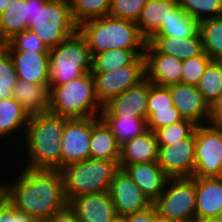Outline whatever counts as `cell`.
<instances>
[{
    "label": "cell",
    "mask_w": 222,
    "mask_h": 222,
    "mask_svg": "<svg viewBox=\"0 0 222 222\" xmlns=\"http://www.w3.org/2000/svg\"><path fill=\"white\" fill-rule=\"evenodd\" d=\"M22 168L12 183L5 184V198L18 211L45 221L68 204L60 170Z\"/></svg>",
    "instance_id": "obj_1"
},
{
    "label": "cell",
    "mask_w": 222,
    "mask_h": 222,
    "mask_svg": "<svg viewBox=\"0 0 222 222\" xmlns=\"http://www.w3.org/2000/svg\"><path fill=\"white\" fill-rule=\"evenodd\" d=\"M64 126L65 117L50 112L30 116L25 133L22 134L28 158L25 167L46 170L62 168L61 142Z\"/></svg>",
    "instance_id": "obj_2"
},
{
    "label": "cell",
    "mask_w": 222,
    "mask_h": 222,
    "mask_svg": "<svg viewBox=\"0 0 222 222\" xmlns=\"http://www.w3.org/2000/svg\"><path fill=\"white\" fill-rule=\"evenodd\" d=\"M92 56L112 49L145 50L147 41L136 22L105 16L85 21L78 26Z\"/></svg>",
    "instance_id": "obj_3"
},
{
    "label": "cell",
    "mask_w": 222,
    "mask_h": 222,
    "mask_svg": "<svg viewBox=\"0 0 222 222\" xmlns=\"http://www.w3.org/2000/svg\"><path fill=\"white\" fill-rule=\"evenodd\" d=\"M49 112L66 118L100 116L103 106L96 97L92 72L64 84L49 85Z\"/></svg>",
    "instance_id": "obj_4"
},
{
    "label": "cell",
    "mask_w": 222,
    "mask_h": 222,
    "mask_svg": "<svg viewBox=\"0 0 222 222\" xmlns=\"http://www.w3.org/2000/svg\"><path fill=\"white\" fill-rule=\"evenodd\" d=\"M118 160L88 158L60 169L68 204L76 197L109 191L113 178L120 170Z\"/></svg>",
    "instance_id": "obj_5"
},
{
    "label": "cell",
    "mask_w": 222,
    "mask_h": 222,
    "mask_svg": "<svg viewBox=\"0 0 222 222\" xmlns=\"http://www.w3.org/2000/svg\"><path fill=\"white\" fill-rule=\"evenodd\" d=\"M90 48L77 30L56 47L49 49V85L64 84L92 71Z\"/></svg>",
    "instance_id": "obj_6"
},
{
    "label": "cell",
    "mask_w": 222,
    "mask_h": 222,
    "mask_svg": "<svg viewBox=\"0 0 222 222\" xmlns=\"http://www.w3.org/2000/svg\"><path fill=\"white\" fill-rule=\"evenodd\" d=\"M28 29L33 31L48 49L56 47L78 30L69 0H49L40 6Z\"/></svg>",
    "instance_id": "obj_7"
},
{
    "label": "cell",
    "mask_w": 222,
    "mask_h": 222,
    "mask_svg": "<svg viewBox=\"0 0 222 222\" xmlns=\"http://www.w3.org/2000/svg\"><path fill=\"white\" fill-rule=\"evenodd\" d=\"M152 205L159 216L170 222L193 220L196 210L194 177L169 178Z\"/></svg>",
    "instance_id": "obj_8"
},
{
    "label": "cell",
    "mask_w": 222,
    "mask_h": 222,
    "mask_svg": "<svg viewBox=\"0 0 222 222\" xmlns=\"http://www.w3.org/2000/svg\"><path fill=\"white\" fill-rule=\"evenodd\" d=\"M193 177H222V125L202 124L195 130Z\"/></svg>",
    "instance_id": "obj_9"
},
{
    "label": "cell",
    "mask_w": 222,
    "mask_h": 222,
    "mask_svg": "<svg viewBox=\"0 0 222 222\" xmlns=\"http://www.w3.org/2000/svg\"><path fill=\"white\" fill-rule=\"evenodd\" d=\"M95 93L102 106L145 79V59L139 56L132 64L110 72H92Z\"/></svg>",
    "instance_id": "obj_10"
},
{
    "label": "cell",
    "mask_w": 222,
    "mask_h": 222,
    "mask_svg": "<svg viewBox=\"0 0 222 222\" xmlns=\"http://www.w3.org/2000/svg\"><path fill=\"white\" fill-rule=\"evenodd\" d=\"M157 163L169 178L193 177L195 170V132L180 142L159 145Z\"/></svg>",
    "instance_id": "obj_11"
},
{
    "label": "cell",
    "mask_w": 222,
    "mask_h": 222,
    "mask_svg": "<svg viewBox=\"0 0 222 222\" xmlns=\"http://www.w3.org/2000/svg\"><path fill=\"white\" fill-rule=\"evenodd\" d=\"M93 117L66 118L61 142L62 167L90 158Z\"/></svg>",
    "instance_id": "obj_12"
},
{
    "label": "cell",
    "mask_w": 222,
    "mask_h": 222,
    "mask_svg": "<svg viewBox=\"0 0 222 222\" xmlns=\"http://www.w3.org/2000/svg\"><path fill=\"white\" fill-rule=\"evenodd\" d=\"M109 193L114 204L116 215H128L144 211L152 206V202L133 182L131 177L120 169L111 183Z\"/></svg>",
    "instance_id": "obj_13"
},
{
    "label": "cell",
    "mask_w": 222,
    "mask_h": 222,
    "mask_svg": "<svg viewBox=\"0 0 222 222\" xmlns=\"http://www.w3.org/2000/svg\"><path fill=\"white\" fill-rule=\"evenodd\" d=\"M149 98V80L144 79L138 85L131 87L112 98L103 106L100 118H147V104Z\"/></svg>",
    "instance_id": "obj_14"
},
{
    "label": "cell",
    "mask_w": 222,
    "mask_h": 222,
    "mask_svg": "<svg viewBox=\"0 0 222 222\" xmlns=\"http://www.w3.org/2000/svg\"><path fill=\"white\" fill-rule=\"evenodd\" d=\"M145 78L153 85L169 87L181 83L182 61L177 57L159 53L149 42L144 50Z\"/></svg>",
    "instance_id": "obj_15"
},
{
    "label": "cell",
    "mask_w": 222,
    "mask_h": 222,
    "mask_svg": "<svg viewBox=\"0 0 222 222\" xmlns=\"http://www.w3.org/2000/svg\"><path fill=\"white\" fill-rule=\"evenodd\" d=\"M168 88L170 89L174 106L178 109L183 119L190 120L197 126L208 123L210 105L197 86L178 83Z\"/></svg>",
    "instance_id": "obj_16"
},
{
    "label": "cell",
    "mask_w": 222,
    "mask_h": 222,
    "mask_svg": "<svg viewBox=\"0 0 222 222\" xmlns=\"http://www.w3.org/2000/svg\"><path fill=\"white\" fill-rule=\"evenodd\" d=\"M69 205L80 222H111L116 215L109 191L81 195Z\"/></svg>",
    "instance_id": "obj_17"
},
{
    "label": "cell",
    "mask_w": 222,
    "mask_h": 222,
    "mask_svg": "<svg viewBox=\"0 0 222 222\" xmlns=\"http://www.w3.org/2000/svg\"><path fill=\"white\" fill-rule=\"evenodd\" d=\"M18 80L49 84V52L9 51Z\"/></svg>",
    "instance_id": "obj_18"
},
{
    "label": "cell",
    "mask_w": 222,
    "mask_h": 222,
    "mask_svg": "<svg viewBox=\"0 0 222 222\" xmlns=\"http://www.w3.org/2000/svg\"><path fill=\"white\" fill-rule=\"evenodd\" d=\"M195 217L222 218V177H194Z\"/></svg>",
    "instance_id": "obj_19"
},
{
    "label": "cell",
    "mask_w": 222,
    "mask_h": 222,
    "mask_svg": "<svg viewBox=\"0 0 222 222\" xmlns=\"http://www.w3.org/2000/svg\"><path fill=\"white\" fill-rule=\"evenodd\" d=\"M123 169L152 203L163 192L169 179L157 162L129 164Z\"/></svg>",
    "instance_id": "obj_20"
},
{
    "label": "cell",
    "mask_w": 222,
    "mask_h": 222,
    "mask_svg": "<svg viewBox=\"0 0 222 222\" xmlns=\"http://www.w3.org/2000/svg\"><path fill=\"white\" fill-rule=\"evenodd\" d=\"M159 144L155 132L148 130L143 135L135 137L120 146L119 165L157 162Z\"/></svg>",
    "instance_id": "obj_21"
},
{
    "label": "cell",
    "mask_w": 222,
    "mask_h": 222,
    "mask_svg": "<svg viewBox=\"0 0 222 222\" xmlns=\"http://www.w3.org/2000/svg\"><path fill=\"white\" fill-rule=\"evenodd\" d=\"M178 5V0H147L136 22L139 32L147 42L168 21L171 11Z\"/></svg>",
    "instance_id": "obj_22"
},
{
    "label": "cell",
    "mask_w": 222,
    "mask_h": 222,
    "mask_svg": "<svg viewBox=\"0 0 222 222\" xmlns=\"http://www.w3.org/2000/svg\"><path fill=\"white\" fill-rule=\"evenodd\" d=\"M29 116L49 112V84H34L26 80H18L12 93Z\"/></svg>",
    "instance_id": "obj_23"
},
{
    "label": "cell",
    "mask_w": 222,
    "mask_h": 222,
    "mask_svg": "<svg viewBox=\"0 0 222 222\" xmlns=\"http://www.w3.org/2000/svg\"><path fill=\"white\" fill-rule=\"evenodd\" d=\"M120 145L110 128L99 116H93L90 136V158L119 160Z\"/></svg>",
    "instance_id": "obj_24"
},
{
    "label": "cell",
    "mask_w": 222,
    "mask_h": 222,
    "mask_svg": "<svg viewBox=\"0 0 222 222\" xmlns=\"http://www.w3.org/2000/svg\"><path fill=\"white\" fill-rule=\"evenodd\" d=\"M159 53L177 57L181 61L200 55L203 52L199 31L190 38L152 37L148 41Z\"/></svg>",
    "instance_id": "obj_25"
},
{
    "label": "cell",
    "mask_w": 222,
    "mask_h": 222,
    "mask_svg": "<svg viewBox=\"0 0 222 222\" xmlns=\"http://www.w3.org/2000/svg\"><path fill=\"white\" fill-rule=\"evenodd\" d=\"M27 0H11L0 14V44L28 29Z\"/></svg>",
    "instance_id": "obj_26"
},
{
    "label": "cell",
    "mask_w": 222,
    "mask_h": 222,
    "mask_svg": "<svg viewBox=\"0 0 222 222\" xmlns=\"http://www.w3.org/2000/svg\"><path fill=\"white\" fill-rule=\"evenodd\" d=\"M30 116L13 97L0 100V139L11 133H25ZM23 127V128H22ZM22 129V130H21ZM24 130V131H23ZM7 135V136H6Z\"/></svg>",
    "instance_id": "obj_27"
},
{
    "label": "cell",
    "mask_w": 222,
    "mask_h": 222,
    "mask_svg": "<svg viewBox=\"0 0 222 222\" xmlns=\"http://www.w3.org/2000/svg\"><path fill=\"white\" fill-rule=\"evenodd\" d=\"M199 31V22L188 15L178 5L173 11L167 22L153 37H193Z\"/></svg>",
    "instance_id": "obj_28"
},
{
    "label": "cell",
    "mask_w": 222,
    "mask_h": 222,
    "mask_svg": "<svg viewBox=\"0 0 222 222\" xmlns=\"http://www.w3.org/2000/svg\"><path fill=\"white\" fill-rule=\"evenodd\" d=\"M144 50L112 49L93 55L91 72H110L132 64Z\"/></svg>",
    "instance_id": "obj_29"
},
{
    "label": "cell",
    "mask_w": 222,
    "mask_h": 222,
    "mask_svg": "<svg viewBox=\"0 0 222 222\" xmlns=\"http://www.w3.org/2000/svg\"><path fill=\"white\" fill-rule=\"evenodd\" d=\"M203 51L212 61H222V17L199 22Z\"/></svg>",
    "instance_id": "obj_30"
},
{
    "label": "cell",
    "mask_w": 222,
    "mask_h": 222,
    "mask_svg": "<svg viewBox=\"0 0 222 222\" xmlns=\"http://www.w3.org/2000/svg\"><path fill=\"white\" fill-rule=\"evenodd\" d=\"M101 119L110 128L120 146L148 131L147 118L131 116L124 118Z\"/></svg>",
    "instance_id": "obj_31"
},
{
    "label": "cell",
    "mask_w": 222,
    "mask_h": 222,
    "mask_svg": "<svg viewBox=\"0 0 222 222\" xmlns=\"http://www.w3.org/2000/svg\"><path fill=\"white\" fill-rule=\"evenodd\" d=\"M72 17L77 26L85 21L109 16L111 0H69Z\"/></svg>",
    "instance_id": "obj_32"
},
{
    "label": "cell",
    "mask_w": 222,
    "mask_h": 222,
    "mask_svg": "<svg viewBox=\"0 0 222 222\" xmlns=\"http://www.w3.org/2000/svg\"><path fill=\"white\" fill-rule=\"evenodd\" d=\"M209 105L222 93V61H211L197 84Z\"/></svg>",
    "instance_id": "obj_33"
},
{
    "label": "cell",
    "mask_w": 222,
    "mask_h": 222,
    "mask_svg": "<svg viewBox=\"0 0 222 222\" xmlns=\"http://www.w3.org/2000/svg\"><path fill=\"white\" fill-rule=\"evenodd\" d=\"M180 7L198 22L222 17V0H178Z\"/></svg>",
    "instance_id": "obj_34"
},
{
    "label": "cell",
    "mask_w": 222,
    "mask_h": 222,
    "mask_svg": "<svg viewBox=\"0 0 222 222\" xmlns=\"http://www.w3.org/2000/svg\"><path fill=\"white\" fill-rule=\"evenodd\" d=\"M196 124L187 119L159 128L155 131L159 145H170V142H180L188 138L195 130Z\"/></svg>",
    "instance_id": "obj_35"
},
{
    "label": "cell",
    "mask_w": 222,
    "mask_h": 222,
    "mask_svg": "<svg viewBox=\"0 0 222 222\" xmlns=\"http://www.w3.org/2000/svg\"><path fill=\"white\" fill-rule=\"evenodd\" d=\"M2 45L8 51L49 52L42 40L30 29L15 34Z\"/></svg>",
    "instance_id": "obj_36"
},
{
    "label": "cell",
    "mask_w": 222,
    "mask_h": 222,
    "mask_svg": "<svg viewBox=\"0 0 222 222\" xmlns=\"http://www.w3.org/2000/svg\"><path fill=\"white\" fill-rule=\"evenodd\" d=\"M212 59L203 51L200 55L182 61L181 83L197 86Z\"/></svg>",
    "instance_id": "obj_37"
},
{
    "label": "cell",
    "mask_w": 222,
    "mask_h": 222,
    "mask_svg": "<svg viewBox=\"0 0 222 222\" xmlns=\"http://www.w3.org/2000/svg\"><path fill=\"white\" fill-rule=\"evenodd\" d=\"M147 0H111L109 16L137 22Z\"/></svg>",
    "instance_id": "obj_38"
},
{
    "label": "cell",
    "mask_w": 222,
    "mask_h": 222,
    "mask_svg": "<svg viewBox=\"0 0 222 222\" xmlns=\"http://www.w3.org/2000/svg\"><path fill=\"white\" fill-rule=\"evenodd\" d=\"M174 106L172 95L168 87L153 85L149 81V98L147 104V119L156 110L170 109Z\"/></svg>",
    "instance_id": "obj_39"
},
{
    "label": "cell",
    "mask_w": 222,
    "mask_h": 222,
    "mask_svg": "<svg viewBox=\"0 0 222 222\" xmlns=\"http://www.w3.org/2000/svg\"><path fill=\"white\" fill-rule=\"evenodd\" d=\"M17 81L18 76L9 51L0 44V87L14 88Z\"/></svg>",
    "instance_id": "obj_40"
},
{
    "label": "cell",
    "mask_w": 222,
    "mask_h": 222,
    "mask_svg": "<svg viewBox=\"0 0 222 222\" xmlns=\"http://www.w3.org/2000/svg\"><path fill=\"white\" fill-rule=\"evenodd\" d=\"M182 119L178 109L175 106H171L170 109L156 110V112L147 119V128L155 132L159 128L171 125Z\"/></svg>",
    "instance_id": "obj_41"
},
{
    "label": "cell",
    "mask_w": 222,
    "mask_h": 222,
    "mask_svg": "<svg viewBox=\"0 0 222 222\" xmlns=\"http://www.w3.org/2000/svg\"><path fill=\"white\" fill-rule=\"evenodd\" d=\"M0 222H37L31 216L18 211L6 198L0 202Z\"/></svg>",
    "instance_id": "obj_42"
},
{
    "label": "cell",
    "mask_w": 222,
    "mask_h": 222,
    "mask_svg": "<svg viewBox=\"0 0 222 222\" xmlns=\"http://www.w3.org/2000/svg\"><path fill=\"white\" fill-rule=\"evenodd\" d=\"M44 222H80L74 209L67 204L62 210L53 213Z\"/></svg>",
    "instance_id": "obj_43"
},
{
    "label": "cell",
    "mask_w": 222,
    "mask_h": 222,
    "mask_svg": "<svg viewBox=\"0 0 222 222\" xmlns=\"http://www.w3.org/2000/svg\"><path fill=\"white\" fill-rule=\"evenodd\" d=\"M209 124L222 125V93L210 104Z\"/></svg>",
    "instance_id": "obj_44"
},
{
    "label": "cell",
    "mask_w": 222,
    "mask_h": 222,
    "mask_svg": "<svg viewBox=\"0 0 222 222\" xmlns=\"http://www.w3.org/2000/svg\"><path fill=\"white\" fill-rule=\"evenodd\" d=\"M127 222H154V206L148 209L126 215Z\"/></svg>",
    "instance_id": "obj_45"
},
{
    "label": "cell",
    "mask_w": 222,
    "mask_h": 222,
    "mask_svg": "<svg viewBox=\"0 0 222 222\" xmlns=\"http://www.w3.org/2000/svg\"><path fill=\"white\" fill-rule=\"evenodd\" d=\"M49 0H27V22L28 27L35 19L40 6H44Z\"/></svg>",
    "instance_id": "obj_46"
},
{
    "label": "cell",
    "mask_w": 222,
    "mask_h": 222,
    "mask_svg": "<svg viewBox=\"0 0 222 222\" xmlns=\"http://www.w3.org/2000/svg\"><path fill=\"white\" fill-rule=\"evenodd\" d=\"M14 88H1L0 87V100L1 99H8L12 97Z\"/></svg>",
    "instance_id": "obj_47"
},
{
    "label": "cell",
    "mask_w": 222,
    "mask_h": 222,
    "mask_svg": "<svg viewBox=\"0 0 222 222\" xmlns=\"http://www.w3.org/2000/svg\"><path fill=\"white\" fill-rule=\"evenodd\" d=\"M193 222H222V218L215 217H195Z\"/></svg>",
    "instance_id": "obj_48"
},
{
    "label": "cell",
    "mask_w": 222,
    "mask_h": 222,
    "mask_svg": "<svg viewBox=\"0 0 222 222\" xmlns=\"http://www.w3.org/2000/svg\"><path fill=\"white\" fill-rule=\"evenodd\" d=\"M154 222H170V221L167 220L166 218L159 216L156 212L155 207H154Z\"/></svg>",
    "instance_id": "obj_49"
},
{
    "label": "cell",
    "mask_w": 222,
    "mask_h": 222,
    "mask_svg": "<svg viewBox=\"0 0 222 222\" xmlns=\"http://www.w3.org/2000/svg\"><path fill=\"white\" fill-rule=\"evenodd\" d=\"M5 182H0V202L5 198Z\"/></svg>",
    "instance_id": "obj_50"
},
{
    "label": "cell",
    "mask_w": 222,
    "mask_h": 222,
    "mask_svg": "<svg viewBox=\"0 0 222 222\" xmlns=\"http://www.w3.org/2000/svg\"><path fill=\"white\" fill-rule=\"evenodd\" d=\"M11 0H0V14H2L4 12V10L6 9L8 3Z\"/></svg>",
    "instance_id": "obj_51"
},
{
    "label": "cell",
    "mask_w": 222,
    "mask_h": 222,
    "mask_svg": "<svg viewBox=\"0 0 222 222\" xmlns=\"http://www.w3.org/2000/svg\"><path fill=\"white\" fill-rule=\"evenodd\" d=\"M111 222H127L126 215L125 216L115 215V217L112 219Z\"/></svg>",
    "instance_id": "obj_52"
},
{
    "label": "cell",
    "mask_w": 222,
    "mask_h": 222,
    "mask_svg": "<svg viewBox=\"0 0 222 222\" xmlns=\"http://www.w3.org/2000/svg\"><path fill=\"white\" fill-rule=\"evenodd\" d=\"M182 222H193V220H188V221H182Z\"/></svg>",
    "instance_id": "obj_53"
}]
</instances>
